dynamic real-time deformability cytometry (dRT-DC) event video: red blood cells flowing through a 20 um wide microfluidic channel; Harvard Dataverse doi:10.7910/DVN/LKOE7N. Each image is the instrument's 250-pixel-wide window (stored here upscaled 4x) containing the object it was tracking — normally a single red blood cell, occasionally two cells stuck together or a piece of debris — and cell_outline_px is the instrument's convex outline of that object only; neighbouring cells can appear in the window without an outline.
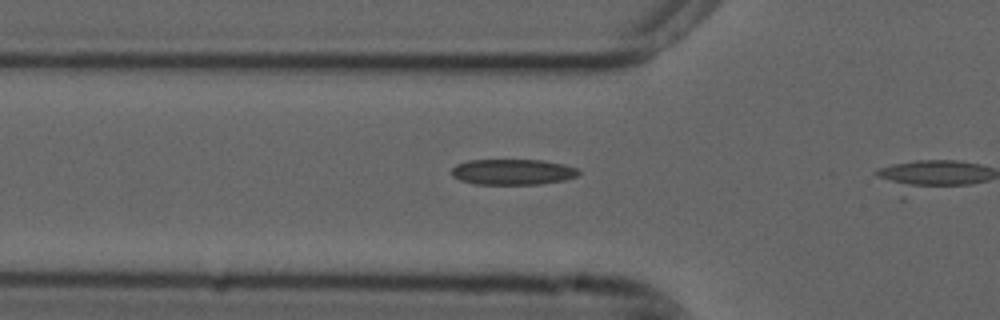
{"species": "common noctule bat (a hibernating species)", "species_latin": "Nyctalus noctula", "temperature_condition": "cold", "stored_images_in_passage": 10, "camera_frame_rate_fps": 3000, "um_per_image_px": 0.085, "animal": {"sex": "male", "forearm_length_mm": 52.5}, "frame": {"image": 1, "passage_image": 9, "time_ms": 2.667, "image_size_px": [1000, 320], "cell_outline_px": [[580, 172], [576, 176], [564, 180], [540, 184], [472, 184], [460, 180], [452, 176], [452, 168], [456, 164], [468, 160], [544, 160], [564, 164], [576, 168]], "centroid_in_image_um": [43.56, 14.61], "position_along_channel_um": 82.2, "area_um2": 19.07}}